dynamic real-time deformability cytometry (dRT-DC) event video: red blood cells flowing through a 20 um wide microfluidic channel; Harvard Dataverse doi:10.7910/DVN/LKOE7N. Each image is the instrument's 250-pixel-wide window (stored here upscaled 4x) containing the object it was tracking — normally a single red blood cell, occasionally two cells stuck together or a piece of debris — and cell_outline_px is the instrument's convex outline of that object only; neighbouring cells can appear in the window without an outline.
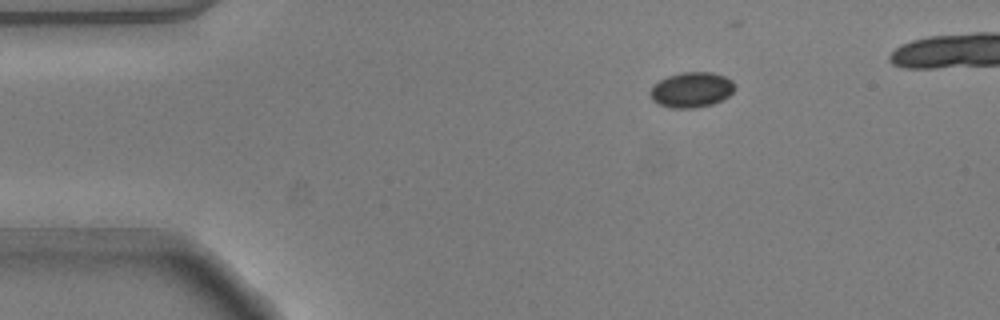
{"species": "common noctule bat (a hibernating species)", "species_latin": "Nyctalus noctula", "temperature_condition": "warm", "stored_images_in_passage": 6, "camera_frame_rate_fps": 3000, "um_per_image_px": 0.085, "animal": {"sex": "male", "body_mass_g": 20.5, "forearm_length_mm": 52.5}, "frame": {"image": 1, "passage_image": 1, "time_ms": 0.0, "image_size_px": [1000, 320], "cell_outline_px": [[732, 92], [728, 96], [712, 104], [692, 108], [672, 108], [660, 104], [652, 100], [648, 92], [652, 84], [668, 76], [680, 72], [712, 72], [724, 76], [732, 80]], "centroid_in_image_um": [58.71, 7.62], "position_along_channel_um": 26.3, "area_um2": 17.28}}